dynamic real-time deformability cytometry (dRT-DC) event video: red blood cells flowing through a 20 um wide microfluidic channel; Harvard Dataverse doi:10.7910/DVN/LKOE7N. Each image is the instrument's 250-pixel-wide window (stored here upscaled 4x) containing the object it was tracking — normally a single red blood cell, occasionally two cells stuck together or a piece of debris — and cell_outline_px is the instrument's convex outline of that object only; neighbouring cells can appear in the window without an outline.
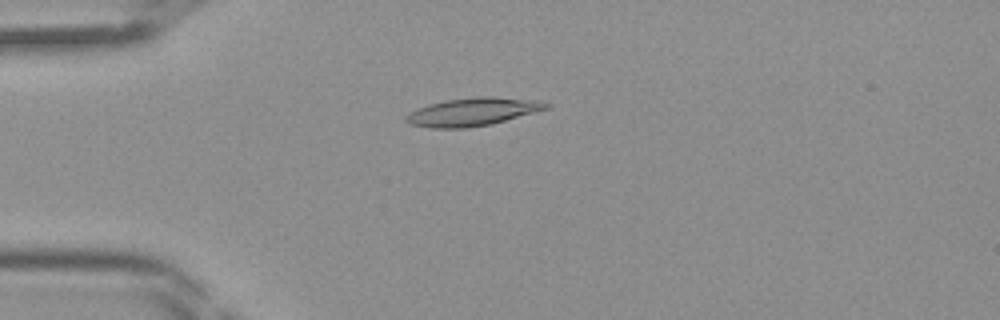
{"species": "Egyptian fruit bat (a non-hibernating species)", "species_latin": "Rousettus aegyptiacus", "temperature_condition": "room temperature", "stored_images_in_passage": 44, "camera_frame_rate_fps": 3000, "um_per_image_px": 0.085, "frame": {"image": 1, "passage_image": 11, "time_ms": 3.333, "image_size_px": [1000, 320], "cell_outline_px": [[552, 104], [548, 108], [492, 124], [468, 128], [432, 128], [408, 124], [404, 120], [404, 116], [408, 112], [428, 104], [444, 100], [476, 96], [492, 96], [536, 100]], "centroid_in_image_um": [40.12, 9.5], "position_along_channel_um": 44.9, "area_um2": 23.12}}
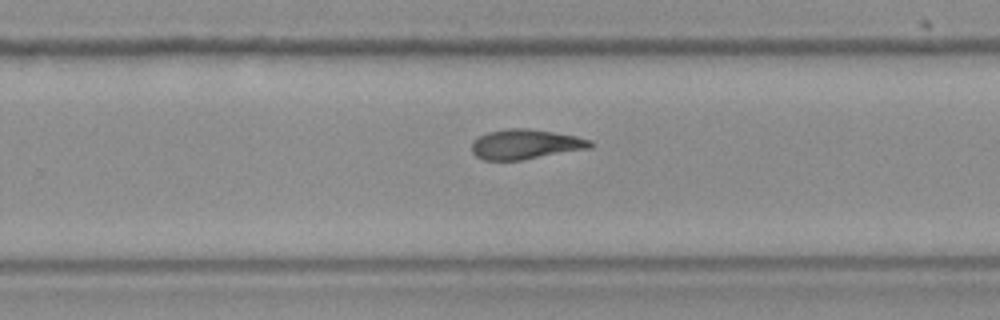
{"frame": {"image": 2, "passage_image": 28, "time_ms": 9.0, "image_size_px": [1000, 320], "cell_outline_px": [[592, 148], [520, 160], [484, 160], [476, 156], [472, 152], [472, 140], [488, 132], [508, 128], [528, 128], [576, 136], [592, 140]], "centroid_in_image_um": [44.66, 12.26], "position_along_channel_um": 285.1, "area_um2": 20.58}}
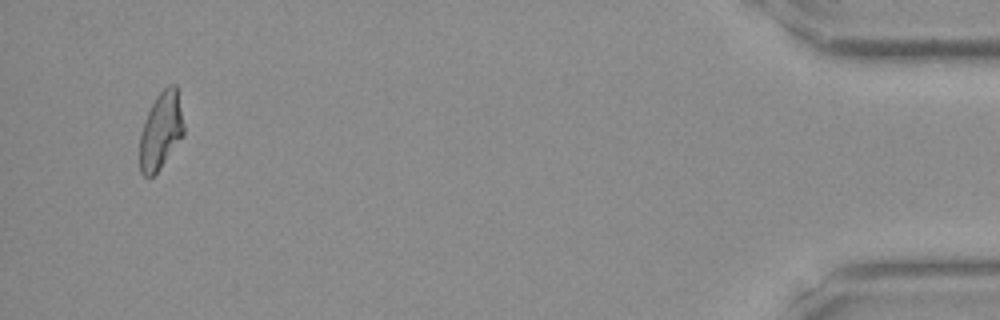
{"frame": {"image": 3, "passage_image": 42, "time_ms": 13.667, "image_size_px": [1000, 320], "cell_outline_px": [[184, 136], [160, 168], [148, 180], [140, 172], [140, 136], [148, 112], [156, 96], [168, 84], [176, 84], [184, 124]], "centroid_in_image_um": [13.69, 11.13], "position_along_channel_um": 421.5, "area_um2": 19.77}}